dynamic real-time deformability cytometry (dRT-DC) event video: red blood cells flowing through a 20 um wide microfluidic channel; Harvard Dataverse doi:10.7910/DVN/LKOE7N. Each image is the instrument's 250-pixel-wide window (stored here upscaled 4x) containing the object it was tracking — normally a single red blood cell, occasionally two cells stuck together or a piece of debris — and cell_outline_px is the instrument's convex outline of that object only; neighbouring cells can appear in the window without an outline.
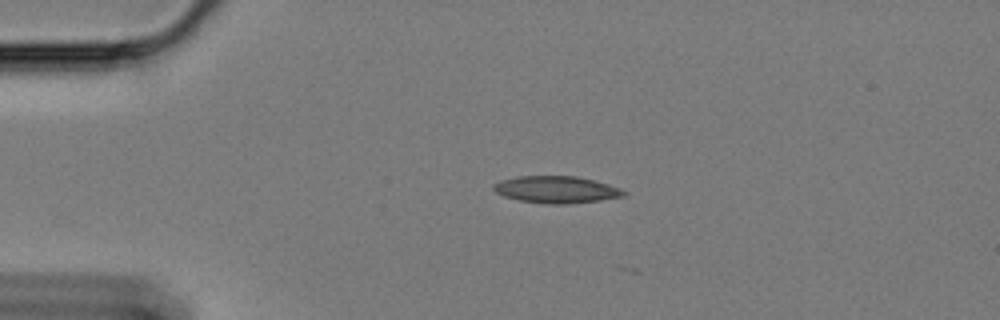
{"species": "Egyptian fruit bat (a non-hibernating species)", "species_latin": "Rousettus aegyptiacus", "temperature_condition": "cold", "stored_images_in_passage": 3, "camera_frame_rate_fps": 3000, "um_per_image_px": 0.085, "animal": {"sex": "female"}, "frame": {"image": 1, "passage_image": 1, "time_ms": 0.0, "image_size_px": [1000, 320], "cell_outline_px": [[628, 192], [624, 196], [600, 200], [568, 204], [548, 204], [520, 200], [504, 196], [496, 192], [492, 188], [492, 184], [500, 180], [516, 176], [576, 176], [608, 184], [620, 188]], "centroid_in_image_um": [47.27, 16.11], "position_along_channel_um": 37.7, "area_um2": 20.46}}